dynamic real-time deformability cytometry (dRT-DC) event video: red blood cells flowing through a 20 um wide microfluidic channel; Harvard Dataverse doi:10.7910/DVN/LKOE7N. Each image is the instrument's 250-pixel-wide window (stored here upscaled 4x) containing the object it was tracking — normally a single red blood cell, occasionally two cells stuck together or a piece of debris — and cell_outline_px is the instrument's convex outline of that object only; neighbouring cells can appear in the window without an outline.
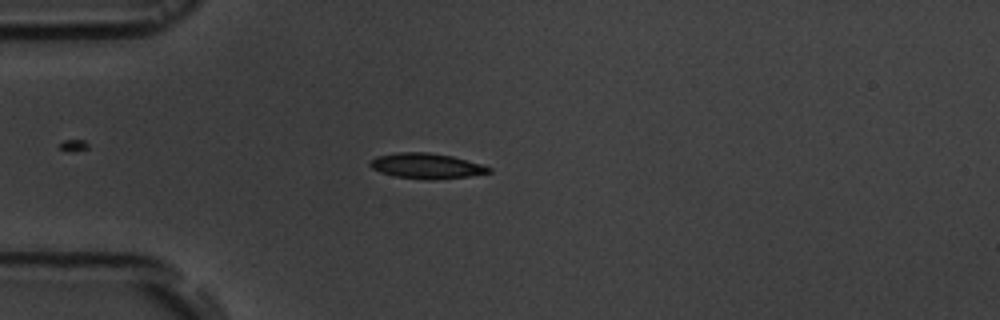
{"species": "common noctule bat (a hibernating species)", "species_latin": "Nyctalus noctula", "temperature_condition": "room temperature", "stored_images_in_passage": 39, "camera_frame_rate_fps": 3000, "um_per_image_px": 0.085, "animal": {"sex": "male", "body_mass_g": 19.5, "forearm_length_mm": 54.6}, "frame": {"image": 1, "passage_image": 1, "time_ms": 0.0, "image_size_px": [1000, 320], "cell_outline_px": [[492, 172], [468, 176], [432, 180], [428, 180], [396, 176], [380, 172], [372, 168], [368, 164], [376, 156], [396, 152], [428, 152], [452, 156], [480, 164], [492, 168]], "centroid_in_image_um": [36.23, 14.1], "position_along_channel_um": 48.8, "area_um2": 17.46}}
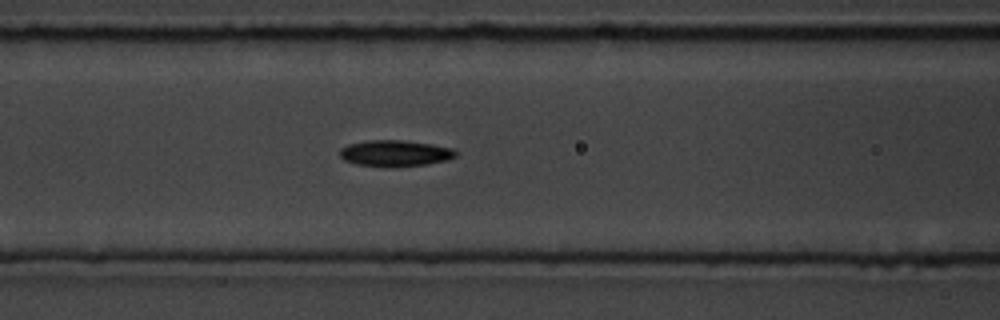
{"frame": {"image": 2, "passage_image": 9, "time_ms": 2.667, "image_size_px": [1000, 320], "cell_outline_px": [[456, 156], [448, 160], [428, 164], [396, 168], [384, 168], [356, 164], [344, 160], [340, 156], [340, 148], [348, 144], [368, 140], [400, 140], [432, 144], [452, 148], [456, 152]], "centroid_in_image_um": [33.57, 13.05], "position_along_channel_um": 133.0, "area_um2": 18.09}}
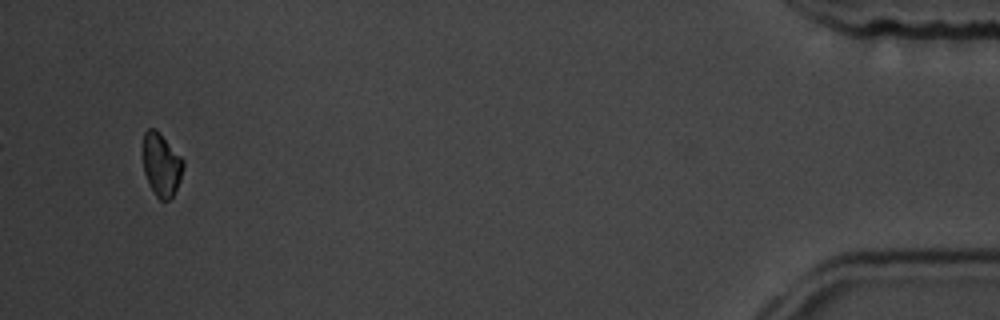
{"frame": {"image": 3, "passage_image": 39, "time_ms": 12.667, "image_size_px": [1000, 320], "cell_outline_px": [[184, 168], [180, 180], [172, 196], [168, 200], [160, 200], [156, 196], [144, 172], [144, 132], [148, 128], [156, 128], [160, 132], [184, 160]], "centroid_in_image_um": [13.74, 13.97], "position_along_channel_um": 421.5, "area_um2": 14.62}, "authors_computed_cell_mechanics": {"area_um2": 16.9354, "velocity_mm_per_s": 3.6843, "shape_relaxation_time_tau1_ms": 1.6434, "shape_relaxation_time_tau2_ms": null, "deformation_change_tau1": 0.0829, "deformation_change_tau2": null}}